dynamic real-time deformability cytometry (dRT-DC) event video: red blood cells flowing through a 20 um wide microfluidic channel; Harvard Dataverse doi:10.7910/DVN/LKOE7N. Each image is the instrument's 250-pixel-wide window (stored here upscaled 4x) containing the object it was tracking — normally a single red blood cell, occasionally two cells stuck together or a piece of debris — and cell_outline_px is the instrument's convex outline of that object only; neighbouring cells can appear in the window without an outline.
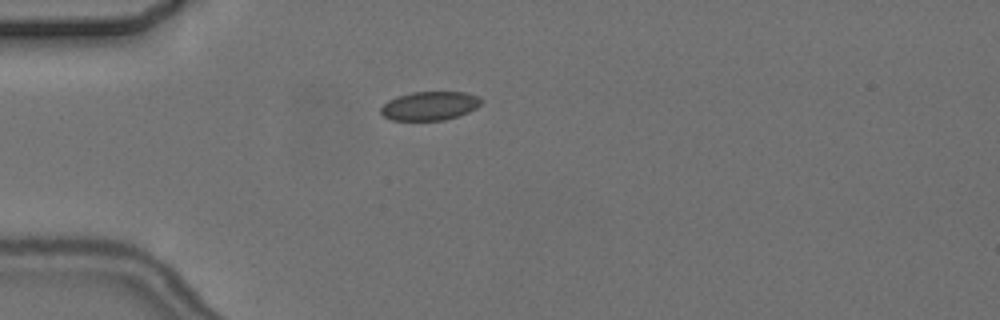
{"species": "common noctule bat (a hibernating species)", "species_latin": "Nyctalus noctula", "temperature_condition": "cold", "stored_images_in_passage": 4, "camera_frame_rate_fps": 3000, "um_per_image_px": 0.085, "animal": {"sex": "female", "body_mass_g": 24.6, "forearm_length_mm": 56.2}, "frame": {"image": 1, "passage_image": 4, "time_ms": 4.333, "image_size_px": [1000, 320], "cell_outline_px": [[484, 100], [476, 108], [468, 112], [444, 120], [392, 120], [384, 116], [380, 112], [380, 108], [388, 100], [396, 96], [412, 92], [464, 92], [480, 96]], "centroid_in_image_um": [36.53, 8.99], "position_along_channel_um": 48.5, "area_um2": 16.88}}